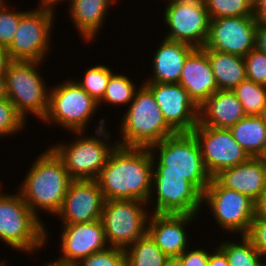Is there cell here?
Instances as JSON below:
<instances>
[{"instance_id":"6da1fadb","label":"cell","mask_w":266,"mask_h":266,"mask_svg":"<svg viewBox=\"0 0 266 266\" xmlns=\"http://www.w3.org/2000/svg\"><path fill=\"white\" fill-rule=\"evenodd\" d=\"M153 176L152 154L146 147L117 145L95 179L105 200L149 201Z\"/></svg>"},{"instance_id":"7a4b0ae2","label":"cell","mask_w":266,"mask_h":266,"mask_svg":"<svg viewBox=\"0 0 266 266\" xmlns=\"http://www.w3.org/2000/svg\"><path fill=\"white\" fill-rule=\"evenodd\" d=\"M22 181L17 191L40 219L41 210L55 216L59 213L72 179L61 158L49 147L33 161Z\"/></svg>"},{"instance_id":"3957f363","label":"cell","mask_w":266,"mask_h":266,"mask_svg":"<svg viewBox=\"0 0 266 266\" xmlns=\"http://www.w3.org/2000/svg\"><path fill=\"white\" fill-rule=\"evenodd\" d=\"M121 118L118 145L146 147L173 136L176 132L166 123L153 93L141 84Z\"/></svg>"},{"instance_id":"277c9868","label":"cell","mask_w":266,"mask_h":266,"mask_svg":"<svg viewBox=\"0 0 266 266\" xmlns=\"http://www.w3.org/2000/svg\"><path fill=\"white\" fill-rule=\"evenodd\" d=\"M149 150L153 173L180 174L201 193L205 191L211 177L205 169L199 144L192 133H176L151 145Z\"/></svg>"},{"instance_id":"5b68a950","label":"cell","mask_w":266,"mask_h":266,"mask_svg":"<svg viewBox=\"0 0 266 266\" xmlns=\"http://www.w3.org/2000/svg\"><path fill=\"white\" fill-rule=\"evenodd\" d=\"M105 121L107 120L100 118L94 136L73 132L78 137L74 138L72 143L60 142L50 146L63 161L72 180H95L118 145L117 140L113 144L107 143L111 134L105 128Z\"/></svg>"},{"instance_id":"8992f818","label":"cell","mask_w":266,"mask_h":266,"mask_svg":"<svg viewBox=\"0 0 266 266\" xmlns=\"http://www.w3.org/2000/svg\"><path fill=\"white\" fill-rule=\"evenodd\" d=\"M1 186L0 183V240L29 254L44 248L49 237L45 223L31 211L20 192L4 194Z\"/></svg>"},{"instance_id":"52a82bcc","label":"cell","mask_w":266,"mask_h":266,"mask_svg":"<svg viewBox=\"0 0 266 266\" xmlns=\"http://www.w3.org/2000/svg\"><path fill=\"white\" fill-rule=\"evenodd\" d=\"M40 64L35 60H12L4 74L6 96L25 121L28 114L43 121L48 113L50 89L37 69Z\"/></svg>"},{"instance_id":"ba28073f","label":"cell","mask_w":266,"mask_h":266,"mask_svg":"<svg viewBox=\"0 0 266 266\" xmlns=\"http://www.w3.org/2000/svg\"><path fill=\"white\" fill-rule=\"evenodd\" d=\"M99 108L76 80H64L49 90L48 113L42 122L55 123L69 132H84Z\"/></svg>"},{"instance_id":"9c48e42d","label":"cell","mask_w":266,"mask_h":266,"mask_svg":"<svg viewBox=\"0 0 266 266\" xmlns=\"http://www.w3.org/2000/svg\"><path fill=\"white\" fill-rule=\"evenodd\" d=\"M145 207L140 200H105L101 221L109 246L125 249L147 233L150 210Z\"/></svg>"},{"instance_id":"30bf717a","label":"cell","mask_w":266,"mask_h":266,"mask_svg":"<svg viewBox=\"0 0 266 266\" xmlns=\"http://www.w3.org/2000/svg\"><path fill=\"white\" fill-rule=\"evenodd\" d=\"M210 208L215 223L229 233L246 235L256 215V203L248 196L223 187L215 178L202 193V204ZM241 233V234H240Z\"/></svg>"},{"instance_id":"8fae6325","label":"cell","mask_w":266,"mask_h":266,"mask_svg":"<svg viewBox=\"0 0 266 266\" xmlns=\"http://www.w3.org/2000/svg\"><path fill=\"white\" fill-rule=\"evenodd\" d=\"M163 20L169 30L165 39L203 48L210 18L204 0H168Z\"/></svg>"},{"instance_id":"7c38bea8","label":"cell","mask_w":266,"mask_h":266,"mask_svg":"<svg viewBox=\"0 0 266 266\" xmlns=\"http://www.w3.org/2000/svg\"><path fill=\"white\" fill-rule=\"evenodd\" d=\"M55 14L44 9L26 10L21 16L14 39L7 48L12 60L44 62L50 47Z\"/></svg>"},{"instance_id":"4fadbf2b","label":"cell","mask_w":266,"mask_h":266,"mask_svg":"<svg viewBox=\"0 0 266 266\" xmlns=\"http://www.w3.org/2000/svg\"><path fill=\"white\" fill-rule=\"evenodd\" d=\"M152 197L156 204L150 213L197 215L203 205L202 193L182 175L175 173H153L148 205L154 204Z\"/></svg>"},{"instance_id":"5bb4252c","label":"cell","mask_w":266,"mask_h":266,"mask_svg":"<svg viewBox=\"0 0 266 266\" xmlns=\"http://www.w3.org/2000/svg\"><path fill=\"white\" fill-rule=\"evenodd\" d=\"M191 133L199 144L203 164L211 178L250 158L229 129L197 124Z\"/></svg>"},{"instance_id":"9a60e30c","label":"cell","mask_w":266,"mask_h":266,"mask_svg":"<svg viewBox=\"0 0 266 266\" xmlns=\"http://www.w3.org/2000/svg\"><path fill=\"white\" fill-rule=\"evenodd\" d=\"M256 24L254 16L212 19L208 38L202 49L245 57L255 48Z\"/></svg>"},{"instance_id":"2e32d148","label":"cell","mask_w":266,"mask_h":266,"mask_svg":"<svg viewBox=\"0 0 266 266\" xmlns=\"http://www.w3.org/2000/svg\"><path fill=\"white\" fill-rule=\"evenodd\" d=\"M153 93L166 123L176 133H191L198 124L199 107L179 83L143 82Z\"/></svg>"},{"instance_id":"e0dca14e","label":"cell","mask_w":266,"mask_h":266,"mask_svg":"<svg viewBox=\"0 0 266 266\" xmlns=\"http://www.w3.org/2000/svg\"><path fill=\"white\" fill-rule=\"evenodd\" d=\"M61 231L60 257L53 262L73 265L78 260L109 247L103 223L100 220L75 224H63Z\"/></svg>"},{"instance_id":"ac0fdd59","label":"cell","mask_w":266,"mask_h":266,"mask_svg":"<svg viewBox=\"0 0 266 266\" xmlns=\"http://www.w3.org/2000/svg\"><path fill=\"white\" fill-rule=\"evenodd\" d=\"M104 196L96 180H72L57 216L62 224L100 220Z\"/></svg>"},{"instance_id":"d6986e66","label":"cell","mask_w":266,"mask_h":266,"mask_svg":"<svg viewBox=\"0 0 266 266\" xmlns=\"http://www.w3.org/2000/svg\"><path fill=\"white\" fill-rule=\"evenodd\" d=\"M196 216L198 215L151 213L147 233L167 257H179L189 248L185 226L195 221Z\"/></svg>"},{"instance_id":"ffe728a7","label":"cell","mask_w":266,"mask_h":266,"mask_svg":"<svg viewBox=\"0 0 266 266\" xmlns=\"http://www.w3.org/2000/svg\"><path fill=\"white\" fill-rule=\"evenodd\" d=\"M179 84L198 107L218 91L209 58L202 48H195L187 56Z\"/></svg>"},{"instance_id":"44dd1931","label":"cell","mask_w":266,"mask_h":266,"mask_svg":"<svg viewBox=\"0 0 266 266\" xmlns=\"http://www.w3.org/2000/svg\"><path fill=\"white\" fill-rule=\"evenodd\" d=\"M223 187L248 196L255 203L266 188V165L259 157L222 170L214 177Z\"/></svg>"},{"instance_id":"7402d4cb","label":"cell","mask_w":266,"mask_h":266,"mask_svg":"<svg viewBox=\"0 0 266 266\" xmlns=\"http://www.w3.org/2000/svg\"><path fill=\"white\" fill-rule=\"evenodd\" d=\"M245 116L232 90H218L199 107L198 124L229 129Z\"/></svg>"},{"instance_id":"603a6c76","label":"cell","mask_w":266,"mask_h":266,"mask_svg":"<svg viewBox=\"0 0 266 266\" xmlns=\"http://www.w3.org/2000/svg\"><path fill=\"white\" fill-rule=\"evenodd\" d=\"M194 49L185 43L164 38L153 54V76L144 82L179 83L184 62Z\"/></svg>"},{"instance_id":"cb8c5ba5","label":"cell","mask_w":266,"mask_h":266,"mask_svg":"<svg viewBox=\"0 0 266 266\" xmlns=\"http://www.w3.org/2000/svg\"><path fill=\"white\" fill-rule=\"evenodd\" d=\"M120 0H71L69 10L74 26L84 42H90L99 34L111 4Z\"/></svg>"},{"instance_id":"d4e9b609","label":"cell","mask_w":266,"mask_h":266,"mask_svg":"<svg viewBox=\"0 0 266 266\" xmlns=\"http://www.w3.org/2000/svg\"><path fill=\"white\" fill-rule=\"evenodd\" d=\"M213 70L218 90H233L246 79V66L242 56L203 49Z\"/></svg>"},{"instance_id":"484cf974","label":"cell","mask_w":266,"mask_h":266,"mask_svg":"<svg viewBox=\"0 0 266 266\" xmlns=\"http://www.w3.org/2000/svg\"><path fill=\"white\" fill-rule=\"evenodd\" d=\"M229 130L250 157H260L266 146V124L260 115H246Z\"/></svg>"},{"instance_id":"4316f807","label":"cell","mask_w":266,"mask_h":266,"mask_svg":"<svg viewBox=\"0 0 266 266\" xmlns=\"http://www.w3.org/2000/svg\"><path fill=\"white\" fill-rule=\"evenodd\" d=\"M124 250L127 266H164L168 258L148 233Z\"/></svg>"},{"instance_id":"83f0119b","label":"cell","mask_w":266,"mask_h":266,"mask_svg":"<svg viewBox=\"0 0 266 266\" xmlns=\"http://www.w3.org/2000/svg\"><path fill=\"white\" fill-rule=\"evenodd\" d=\"M240 237L242 240L237 242L225 240L218 245L225 252L229 265L260 266L265 259L245 235Z\"/></svg>"},{"instance_id":"f1b7e54d","label":"cell","mask_w":266,"mask_h":266,"mask_svg":"<svg viewBox=\"0 0 266 266\" xmlns=\"http://www.w3.org/2000/svg\"><path fill=\"white\" fill-rule=\"evenodd\" d=\"M133 83V80L126 75L112 73L107 84L103 98L98 102V106L101 107L102 103L113 104V106L126 107L134 99L135 93L138 89Z\"/></svg>"},{"instance_id":"f546056e","label":"cell","mask_w":266,"mask_h":266,"mask_svg":"<svg viewBox=\"0 0 266 266\" xmlns=\"http://www.w3.org/2000/svg\"><path fill=\"white\" fill-rule=\"evenodd\" d=\"M246 115H260L266 105V86L252 80L241 81L233 90Z\"/></svg>"},{"instance_id":"4dcf8cb0","label":"cell","mask_w":266,"mask_h":266,"mask_svg":"<svg viewBox=\"0 0 266 266\" xmlns=\"http://www.w3.org/2000/svg\"><path fill=\"white\" fill-rule=\"evenodd\" d=\"M210 20L254 16V0H204Z\"/></svg>"},{"instance_id":"1f68e13d","label":"cell","mask_w":266,"mask_h":266,"mask_svg":"<svg viewBox=\"0 0 266 266\" xmlns=\"http://www.w3.org/2000/svg\"><path fill=\"white\" fill-rule=\"evenodd\" d=\"M113 73L106 65H96L86 69L84 77L76 83L83 88L96 102H99L105 93L110 76Z\"/></svg>"},{"instance_id":"d6a6232c","label":"cell","mask_w":266,"mask_h":266,"mask_svg":"<svg viewBox=\"0 0 266 266\" xmlns=\"http://www.w3.org/2000/svg\"><path fill=\"white\" fill-rule=\"evenodd\" d=\"M26 123L7 97L0 99V138L23 131Z\"/></svg>"},{"instance_id":"836d02e7","label":"cell","mask_w":266,"mask_h":266,"mask_svg":"<svg viewBox=\"0 0 266 266\" xmlns=\"http://www.w3.org/2000/svg\"><path fill=\"white\" fill-rule=\"evenodd\" d=\"M10 8L7 0H0V45L6 49L11 45L20 18L26 12L13 11Z\"/></svg>"},{"instance_id":"e575fe53","label":"cell","mask_w":266,"mask_h":266,"mask_svg":"<svg viewBox=\"0 0 266 266\" xmlns=\"http://www.w3.org/2000/svg\"><path fill=\"white\" fill-rule=\"evenodd\" d=\"M72 266H127L125 250L109 246L75 262Z\"/></svg>"},{"instance_id":"d590c367","label":"cell","mask_w":266,"mask_h":266,"mask_svg":"<svg viewBox=\"0 0 266 266\" xmlns=\"http://www.w3.org/2000/svg\"><path fill=\"white\" fill-rule=\"evenodd\" d=\"M243 58L246 66V79L266 86V54L254 48Z\"/></svg>"},{"instance_id":"8d00e7d4","label":"cell","mask_w":266,"mask_h":266,"mask_svg":"<svg viewBox=\"0 0 266 266\" xmlns=\"http://www.w3.org/2000/svg\"><path fill=\"white\" fill-rule=\"evenodd\" d=\"M266 259V219L255 215L248 233L245 235Z\"/></svg>"},{"instance_id":"74e56055","label":"cell","mask_w":266,"mask_h":266,"mask_svg":"<svg viewBox=\"0 0 266 266\" xmlns=\"http://www.w3.org/2000/svg\"><path fill=\"white\" fill-rule=\"evenodd\" d=\"M208 249L192 248L187 249L179 256L182 260L183 266H208L210 252Z\"/></svg>"},{"instance_id":"f35d334b","label":"cell","mask_w":266,"mask_h":266,"mask_svg":"<svg viewBox=\"0 0 266 266\" xmlns=\"http://www.w3.org/2000/svg\"><path fill=\"white\" fill-rule=\"evenodd\" d=\"M255 48L266 54V22L257 21Z\"/></svg>"},{"instance_id":"ab89813d","label":"cell","mask_w":266,"mask_h":266,"mask_svg":"<svg viewBox=\"0 0 266 266\" xmlns=\"http://www.w3.org/2000/svg\"><path fill=\"white\" fill-rule=\"evenodd\" d=\"M210 252L208 266H230L225 252L218 246Z\"/></svg>"},{"instance_id":"60d3db41","label":"cell","mask_w":266,"mask_h":266,"mask_svg":"<svg viewBox=\"0 0 266 266\" xmlns=\"http://www.w3.org/2000/svg\"><path fill=\"white\" fill-rule=\"evenodd\" d=\"M254 18L266 22V0H254Z\"/></svg>"},{"instance_id":"b9f144b4","label":"cell","mask_w":266,"mask_h":266,"mask_svg":"<svg viewBox=\"0 0 266 266\" xmlns=\"http://www.w3.org/2000/svg\"><path fill=\"white\" fill-rule=\"evenodd\" d=\"M12 59L8 50L0 45V75H4Z\"/></svg>"},{"instance_id":"7bdbcfd3","label":"cell","mask_w":266,"mask_h":266,"mask_svg":"<svg viewBox=\"0 0 266 266\" xmlns=\"http://www.w3.org/2000/svg\"><path fill=\"white\" fill-rule=\"evenodd\" d=\"M256 215L266 219V188L256 202Z\"/></svg>"},{"instance_id":"ee69618b","label":"cell","mask_w":266,"mask_h":266,"mask_svg":"<svg viewBox=\"0 0 266 266\" xmlns=\"http://www.w3.org/2000/svg\"><path fill=\"white\" fill-rule=\"evenodd\" d=\"M63 1H66V0H40L38 9H44V10L55 12L56 10L54 9V7L56 6V4L63 2ZM67 1L71 2V0H67Z\"/></svg>"},{"instance_id":"f6af8a7d","label":"cell","mask_w":266,"mask_h":266,"mask_svg":"<svg viewBox=\"0 0 266 266\" xmlns=\"http://www.w3.org/2000/svg\"><path fill=\"white\" fill-rule=\"evenodd\" d=\"M164 266H183L180 257H168Z\"/></svg>"},{"instance_id":"bcb514c9","label":"cell","mask_w":266,"mask_h":266,"mask_svg":"<svg viewBox=\"0 0 266 266\" xmlns=\"http://www.w3.org/2000/svg\"><path fill=\"white\" fill-rule=\"evenodd\" d=\"M6 90H5V77L4 75H0V99L6 98Z\"/></svg>"},{"instance_id":"7dc6e473","label":"cell","mask_w":266,"mask_h":266,"mask_svg":"<svg viewBox=\"0 0 266 266\" xmlns=\"http://www.w3.org/2000/svg\"><path fill=\"white\" fill-rule=\"evenodd\" d=\"M260 116L263 119L264 123L266 124V105L262 109V112H261Z\"/></svg>"},{"instance_id":"c3c4849f","label":"cell","mask_w":266,"mask_h":266,"mask_svg":"<svg viewBox=\"0 0 266 266\" xmlns=\"http://www.w3.org/2000/svg\"><path fill=\"white\" fill-rule=\"evenodd\" d=\"M259 158H260V159L263 161V163L266 165V146H265V149H264L263 153L260 155Z\"/></svg>"},{"instance_id":"681fc988","label":"cell","mask_w":266,"mask_h":266,"mask_svg":"<svg viewBox=\"0 0 266 266\" xmlns=\"http://www.w3.org/2000/svg\"><path fill=\"white\" fill-rule=\"evenodd\" d=\"M45 266H72V265H60V264L50 261V263H46Z\"/></svg>"},{"instance_id":"f907efd6","label":"cell","mask_w":266,"mask_h":266,"mask_svg":"<svg viewBox=\"0 0 266 266\" xmlns=\"http://www.w3.org/2000/svg\"><path fill=\"white\" fill-rule=\"evenodd\" d=\"M260 266H266V259L260 264Z\"/></svg>"},{"instance_id":"816d5d0a","label":"cell","mask_w":266,"mask_h":266,"mask_svg":"<svg viewBox=\"0 0 266 266\" xmlns=\"http://www.w3.org/2000/svg\"><path fill=\"white\" fill-rule=\"evenodd\" d=\"M0 266H5L3 262H0Z\"/></svg>"}]
</instances>
